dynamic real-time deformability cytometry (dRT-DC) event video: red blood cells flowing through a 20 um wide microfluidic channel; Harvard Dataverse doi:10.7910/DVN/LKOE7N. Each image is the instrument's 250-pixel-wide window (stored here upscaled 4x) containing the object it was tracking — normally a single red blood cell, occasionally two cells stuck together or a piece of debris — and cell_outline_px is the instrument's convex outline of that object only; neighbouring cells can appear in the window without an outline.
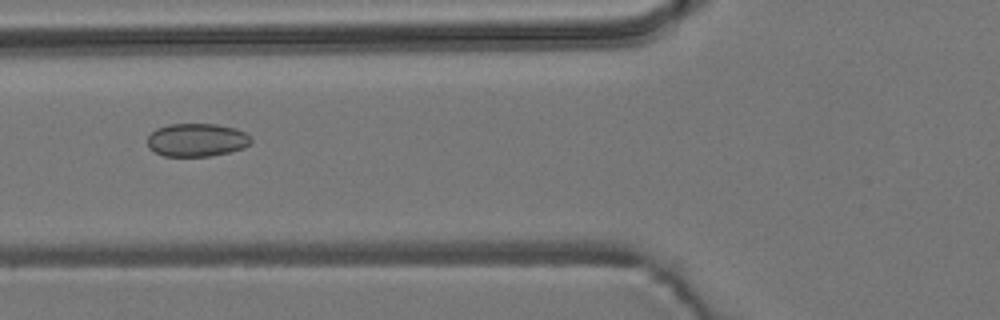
{"species": "common noctule bat (a hibernating species)", "species_latin": "Nyctalus noctula", "temperature_condition": "room temperature", "stored_images_in_passage": 7, "camera_frame_rate_fps": 3000, "um_per_image_px": 0.085, "animal": {"sex": "male", "body_mass_g": 19.2, "forearm_length_mm": 51.8}, "frame": {"image": 1, "passage_image": 5, "time_ms": 5.667, "image_size_px": [1000, 320], "cell_outline_px": [[252, 140], [244, 148], [228, 152], [208, 156], [164, 156], [148, 148], [148, 136], [156, 128], [168, 124], [216, 124], [236, 128], [244, 132]], "centroid_in_image_um": [16.7, 11.89], "position_along_channel_um": 109.1, "area_um2": 19.94}}
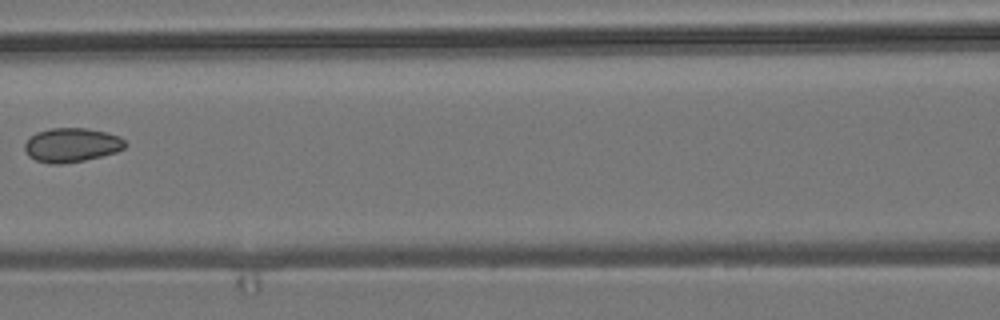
{"frame": {"image": 2, "passage_image": 6, "time_ms": 7.0, "image_size_px": [1000, 320], "cell_outline_px": [[128, 144], [124, 148], [116, 152], [84, 160], [60, 164], [48, 164], [36, 160], [28, 156], [24, 148], [24, 144], [36, 132], [48, 128], [88, 128], [108, 132], [120, 136]], "centroid_in_image_um": [6.1, 12.32], "position_along_channel_um": 160.5, "area_um2": 20.11}}
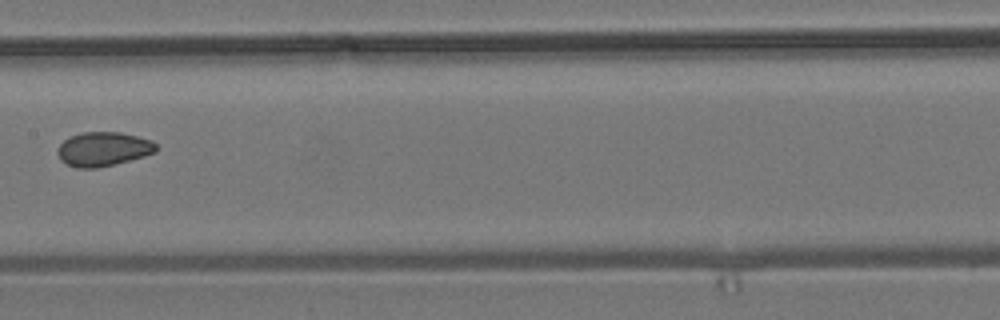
{"frame": {"image": 3, "passage_image": 7, "time_ms": 8.0, "image_size_px": [1000, 320], "cell_outline_px": [[156, 152], [144, 156], [96, 168], [76, 168], [60, 160], [56, 152], [56, 148], [68, 136], [80, 132], [120, 132], [152, 140], [156, 144]], "centroid_in_image_um": [8.73, 12.65], "position_along_channel_um": 198.7, "area_um2": 19.65}}